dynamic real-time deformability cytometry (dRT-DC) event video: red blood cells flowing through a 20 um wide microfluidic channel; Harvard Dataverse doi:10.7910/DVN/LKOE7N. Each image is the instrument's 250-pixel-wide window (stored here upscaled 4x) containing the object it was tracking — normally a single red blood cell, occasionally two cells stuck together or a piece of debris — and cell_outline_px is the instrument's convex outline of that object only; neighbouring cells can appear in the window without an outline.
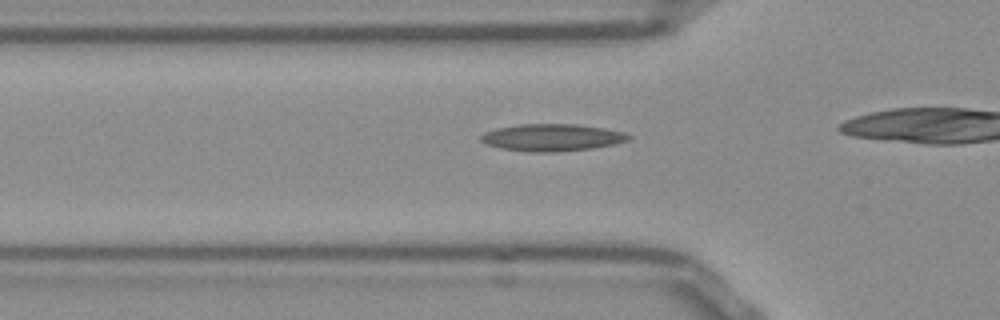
{"species": "Egyptian fruit bat (a non-hibernating species)", "species_latin": "Rousettus aegyptiacus", "temperature_condition": "room temperature", "stored_images_in_passage": 27, "camera_frame_rate_fps": 3000, "um_per_image_px": 0.085, "frame": {"image": 1, "passage_image": 12, "time_ms": 3.667, "image_size_px": [1000, 320], "cell_outline_px": [[632, 136], [628, 140], [612, 144], [592, 148], [552, 152], [528, 152], [500, 148], [484, 144], [480, 140], [480, 136], [484, 132], [496, 128], [520, 124], [576, 124], [604, 128], [624, 132]], "centroid_in_image_um": [46.87, 11.68], "position_along_channel_um": 78.9, "area_um2": 23.35}}
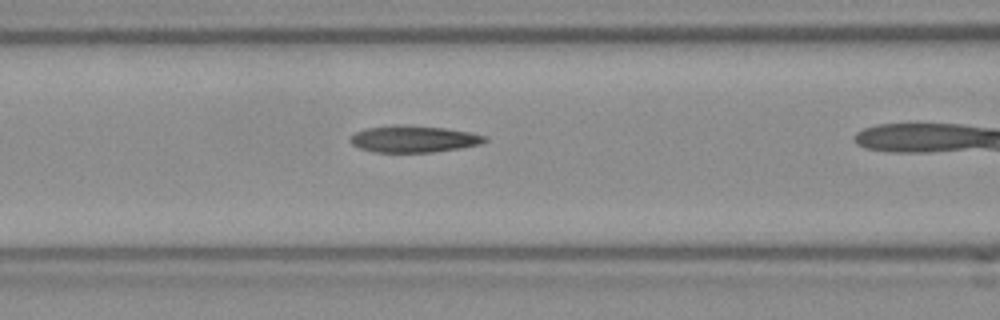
{"frame": {"image": 2, "passage_image": 16, "time_ms": 5.0, "image_size_px": [1000, 320], "cell_outline_px": [[488, 140], [480, 144], [460, 148], [432, 152], [376, 152], [360, 148], [352, 144], [348, 140], [356, 132], [364, 128], [444, 128], [468, 132], [488, 136]], "centroid_in_image_um": [35.21, 11.87], "position_along_channel_um": 131.4, "area_um2": 19.77}}
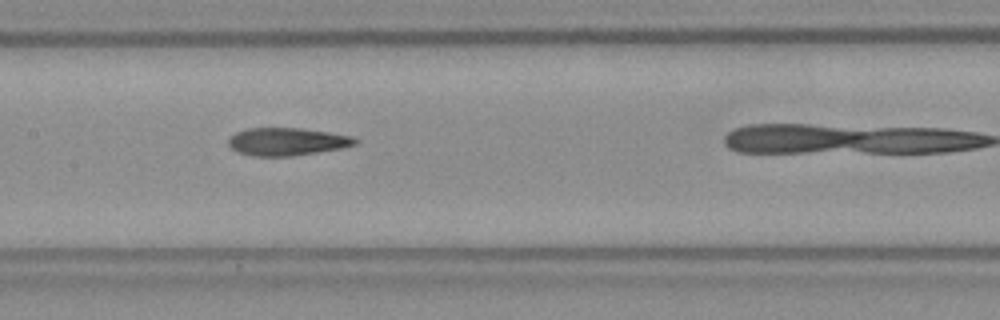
{"frame": {"image": 3, "passage_image": 20, "time_ms": 6.333, "image_size_px": [1000, 320], "cell_outline_px": [[360, 140], [356, 144], [340, 148], [292, 156], [252, 156], [236, 152], [228, 144], [228, 140], [236, 132], [248, 128], [300, 128], [328, 132], [352, 136]], "centroid_in_image_um": [24.38, 12.04], "position_along_channel_um": 183.0, "area_um2": 20.4}}